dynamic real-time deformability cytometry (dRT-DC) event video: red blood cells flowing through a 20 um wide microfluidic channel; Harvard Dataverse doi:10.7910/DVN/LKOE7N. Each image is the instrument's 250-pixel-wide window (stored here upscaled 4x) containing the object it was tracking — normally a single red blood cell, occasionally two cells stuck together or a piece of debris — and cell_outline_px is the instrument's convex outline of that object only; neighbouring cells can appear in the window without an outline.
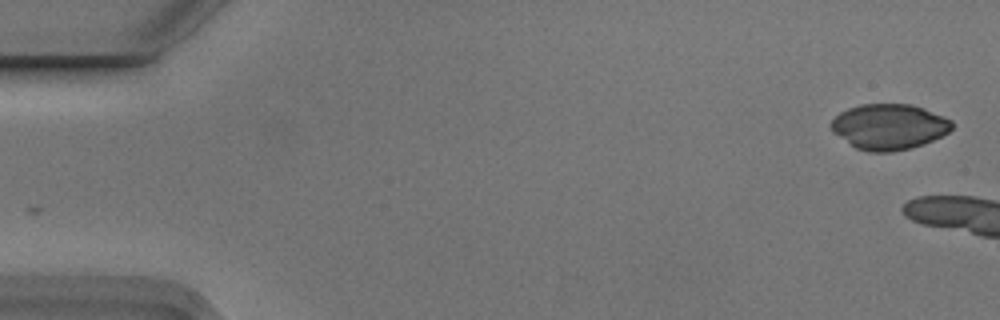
{"species": "Egyptian fruit bat (a non-hibernating species)", "species_latin": "Rousettus aegyptiacus", "temperature_condition": "cold", "stored_images_in_passage": 4, "camera_frame_rate_fps": 3000, "um_per_image_px": 0.085, "animal": {"sex": "male"}, "frame": {"image": 1, "passage_image": 4, "time_ms": 1.0, "image_size_px": [1000, 320], "cell_outline_px": [[952, 128], [948, 132], [924, 144], [912, 148], [892, 152], [868, 152], [856, 148], [832, 132], [832, 120], [840, 112], [848, 108], [860, 104], [912, 104], [924, 108], [944, 116], [952, 120]], "centroid_in_image_um": [75.58, 10.77], "position_along_channel_um": 9.4, "area_um2": 32.14}}